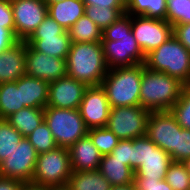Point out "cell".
<instances>
[{"mask_svg":"<svg viewBox=\"0 0 190 190\" xmlns=\"http://www.w3.org/2000/svg\"><path fill=\"white\" fill-rule=\"evenodd\" d=\"M101 42L109 69L145 63L146 56L132 33L131 15L128 13L102 31Z\"/></svg>","mask_w":190,"mask_h":190,"instance_id":"1","label":"cell"},{"mask_svg":"<svg viewBox=\"0 0 190 190\" xmlns=\"http://www.w3.org/2000/svg\"><path fill=\"white\" fill-rule=\"evenodd\" d=\"M67 76L90 86H101L109 68L106 64L102 42H71L66 58Z\"/></svg>","mask_w":190,"mask_h":190,"instance_id":"2","label":"cell"},{"mask_svg":"<svg viewBox=\"0 0 190 190\" xmlns=\"http://www.w3.org/2000/svg\"><path fill=\"white\" fill-rule=\"evenodd\" d=\"M183 83L144 65L140 87V106L149 111H169L180 98Z\"/></svg>","mask_w":190,"mask_h":190,"instance_id":"3","label":"cell"},{"mask_svg":"<svg viewBox=\"0 0 190 190\" xmlns=\"http://www.w3.org/2000/svg\"><path fill=\"white\" fill-rule=\"evenodd\" d=\"M144 64L116 67L108 70L102 80L111 108L120 106H139L140 87Z\"/></svg>","mask_w":190,"mask_h":190,"instance_id":"4","label":"cell"},{"mask_svg":"<svg viewBox=\"0 0 190 190\" xmlns=\"http://www.w3.org/2000/svg\"><path fill=\"white\" fill-rule=\"evenodd\" d=\"M144 65L176 78L184 85L190 84V52L174 35L147 54Z\"/></svg>","mask_w":190,"mask_h":190,"instance_id":"5","label":"cell"},{"mask_svg":"<svg viewBox=\"0 0 190 190\" xmlns=\"http://www.w3.org/2000/svg\"><path fill=\"white\" fill-rule=\"evenodd\" d=\"M44 121L58 147L69 148L88 133L78 109L45 107Z\"/></svg>","mask_w":190,"mask_h":190,"instance_id":"6","label":"cell"},{"mask_svg":"<svg viewBox=\"0 0 190 190\" xmlns=\"http://www.w3.org/2000/svg\"><path fill=\"white\" fill-rule=\"evenodd\" d=\"M71 174L68 148L56 147L38 154L31 182L48 187L66 186Z\"/></svg>","mask_w":190,"mask_h":190,"instance_id":"7","label":"cell"},{"mask_svg":"<svg viewBox=\"0 0 190 190\" xmlns=\"http://www.w3.org/2000/svg\"><path fill=\"white\" fill-rule=\"evenodd\" d=\"M150 112L140 105L111 108L106 127L120 140H133L146 135Z\"/></svg>","mask_w":190,"mask_h":190,"instance_id":"8","label":"cell"},{"mask_svg":"<svg viewBox=\"0 0 190 190\" xmlns=\"http://www.w3.org/2000/svg\"><path fill=\"white\" fill-rule=\"evenodd\" d=\"M132 33L146 56L173 35V26L166 20L131 16Z\"/></svg>","mask_w":190,"mask_h":190,"instance_id":"9","label":"cell"},{"mask_svg":"<svg viewBox=\"0 0 190 190\" xmlns=\"http://www.w3.org/2000/svg\"><path fill=\"white\" fill-rule=\"evenodd\" d=\"M38 153L26 137H23L7 158L0 162V176L31 182Z\"/></svg>","mask_w":190,"mask_h":190,"instance_id":"10","label":"cell"},{"mask_svg":"<svg viewBox=\"0 0 190 190\" xmlns=\"http://www.w3.org/2000/svg\"><path fill=\"white\" fill-rule=\"evenodd\" d=\"M14 18V34L25 41L48 15L43 0H15L11 2Z\"/></svg>","mask_w":190,"mask_h":190,"instance_id":"11","label":"cell"},{"mask_svg":"<svg viewBox=\"0 0 190 190\" xmlns=\"http://www.w3.org/2000/svg\"><path fill=\"white\" fill-rule=\"evenodd\" d=\"M110 104L101 86H90L85 90L78 108L87 129L106 127Z\"/></svg>","mask_w":190,"mask_h":190,"instance_id":"12","label":"cell"},{"mask_svg":"<svg viewBox=\"0 0 190 190\" xmlns=\"http://www.w3.org/2000/svg\"><path fill=\"white\" fill-rule=\"evenodd\" d=\"M25 71L28 76L52 82L67 75L66 59L48 56L26 44Z\"/></svg>","mask_w":190,"mask_h":190,"instance_id":"13","label":"cell"},{"mask_svg":"<svg viewBox=\"0 0 190 190\" xmlns=\"http://www.w3.org/2000/svg\"><path fill=\"white\" fill-rule=\"evenodd\" d=\"M88 86L69 76L49 82L46 107L78 109Z\"/></svg>","mask_w":190,"mask_h":190,"instance_id":"14","label":"cell"},{"mask_svg":"<svg viewBox=\"0 0 190 190\" xmlns=\"http://www.w3.org/2000/svg\"><path fill=\"white\" fill-rule=\"evenodd\" d=\"M146 135L158 147L171 155L176 149L177 122L170 111H151Z\"/></svg>","mask_w":190,"mask_h":190,"instance_id":"15","label":"cell"},{"mask_svg":"<svg viewBox=\"0 0 190 190\" xmlns=\"http://www.w3.org/2000/svg\"><path fill=\"white\" fill-rule=\"evenodd\" d=\"M172 162L171 156L148 137V156L134 171V179L164 180Z\"/></svg>","mask_w":190,"mask_h":190,"instance_id":"16","label":"cell"},{"mask_svg":"<svg viewBox=\"0 0 190 190\" xmlns=\"http://www.w3.org/2000/svg\"><path fill=\"white\" fill-rule=\"evenodd\" d=\"M68 151L72 171L98 170L102 155L88 135L77 140Z\"/></svg>","mask_w":190,"mask_h":190,"instance_id":"17","label":"cell"},{"mask_svg":"<svg viewBox=\"0 0 190 190\" xmlns=\"http://www.w3.org/2000/svg\"><path fill=\"white\" fill-rule=\"evenodd\" d=\"M26 42L19 41L0 54V83L14 82L26 74Z\"/></svg>","mask_w":190,"mask_h":190,"instance_id":"18","label":"cell"},{"mask_svg":"<svg viewBox=\"0 0 190 190\" xmlns=\"http://www.w3.org/2000/svg\"><path fill=\"white\" fill-rule=\"evenodd\" d=\"M25 42L35 51L61 59L67 58L71 46L68 31L61 35H30Z\"/></svg>","mask_w":190,"mask_h":190,"instance_id":"19","label":"cell"},{"mask_svg":"<svg viewBox=\"0 0 190 190\" xmlns=\"http://www.w3.org/2000/svg\"><path fill=\"white\" fill-rule=\"evenodd\" d=\"M48 92L49 82L26 74L21 77V96L24 107L45 108Z\"/></svg>","mask_w":190,"mask_h":190,"instance_id":"20","label":"cell"},{"mask_svg":"<svg viewBox=\"0 0 190 190\" xmlns=\"http://www.w3.org/2000/svg\"><path fill=\"white\" fill-rule=\"evenodd\" d=\"M47 7L49 16L66 31L85 14V4L82 0H62Z\"/></svg>","mask_w":190,"mask_h":190,"instance_id":"21","label":"cell"},{"mask_svg":"<svg viewBox=\"0 0 190 190\" xmlns=\"http://www.w3.org/2000/svg\"><path fill=\"white\" fill-rule=\"evenodd\" d=\"M98 171L110 182L111 186L134 182V170L110 154L102 156Z\"/></svg>","mask_w":190,"mask_h":190,"instance_id":"22","label":"cell"},{"mask_svg":"<svg viewBox=\"0 0 190 190\" xmlns=\"http://www.w3.org/2000/svg\"><path fill=\"white\" fill-rule=\"evenodd\" d=\"M23 108L21 77L14 82L0 83V119H6Z\"/></svg>","mask_w":190,"mask_h":190,"instance_id":"23","label":"cell"},{"mask_svg":"<svg viewBox=\"0 0 190 190\" xmlns=\"http://www.w3.org/2000/svg\"><path fill=\"white\" fill-rule=\"evenodd\" d=\"M6 121L27 137L44 121V108L25 107L11 114Z\"/></svg>","mask_w":190,"mask_h":190,"instance_id":"24","label":"cell"},{"mask_svg":"<svg viewBox=\"0 0 190 190\" xmlns=\"http://www.w3.org/2000/svg\"><path fill=\"white\" fill-rule=\"evenodd\" d=\"M67 187L70 190H110V182L98 171H72Z\"/></svg>","mask_w":190,"mask_h":190,"instance_id":"25","label":"cell"},{"mask_svg":"<svg viewBox=\"0 0 190 190\" xmlns=\"http://www.w3.org/2000/svg\"><path fill=\"white\" fill-rule=\"evenodd\" d=\"M166 0H126V13L166 20Z\"/></svg>","mask_w":190,"mask_h":190,"instance_id":"26","label":"cell"},{"mask_svg":"<svg viewBox=\"0 0 190 190\" xmlns=\"http://www.w3.org/2000/svg\"><path fill=\"white\" fill-rule=\"evenodd\" d=\"M68 32L73 43L102 41V30L86 14L81 16Z\"/></svg>","mask_w":190,"mask_h":190,"instance_id":"27","label":"cell"},{"mask_svg":"<svg viewBox=\"0 0 190 190\" xmlns=\"http://www.w3.org/2000/svg\"><path fill=\"white\" fill-rule=\"evenodd\" d=\"M124 13H126V8H110L98 7L97 5H85V14L102 31L114 23Z\"/></svg>","mask_w":190,"mask_h":190,"instance_id":"28","label":"cell"},{"mask_svg":"<svg viewBox=\"0 0 190 190\" xmlns=\"http://www.w3.org/2000/svg\"><path fill=\"white\" fill-rule=\"evenodd\" d=\"M23 138L6 119H0V162L8 157Z\"/></svg>","mask_w":190,"mask_h":190,"instance_id":"29","label":"cell"},{"mask_svg":"<svg viewBox=\"0 0 190 190\" xmlns=\"http://www.w3.org/2000/svg\"><path fill=\"white\" fill-rule=\"evenodd\" d=\"M87 135L91 138L92 143L102 156L109 155L120 140L107 127L89 129Z\"/></svg>","mask_w":190,"mask_h":190,"instance_id":"30","label":"cell"},{"mask_svg":"<svg viewBox=\"0 0 190 190\" xmlns=\"http://www.w3.org/2000/svg\"><path fill=\"white\" fill-rule=\"evenodd\" d=\"M26 138L33 145L38 154L48 152L58 147L45 121Z\"/></svg>","mask_w":190,"mask_h":190,"instance_id":"31","label":"cell"},{"mask_svg":"<svg viewBox=\"0 0 190 190\" xmlns=\"http://www.w3.org/2000/svg\"><path fill=\"white\" fill-rule=\"evenodd\" d=\"M169 111L183 129L190 130V84L183 85L180 98Z\"/></svg>","mask_w":190,"mask_h":190,"instance_id":"32","label":"cell"},{"mask_svg":"<svg viewBox=\"0 0 190 190\" xmlns=\"http://www.w3.org/2000/svg\"><path fill=\"white\" fill-rule=\"evenodd\" d=\"M173 190H190V174L183 162L173 161L164 179Z\"/></svg>","mask_w":190,"mask_h":190,"instance_id":"33","label":"cell"},{"mask_svg":"<svg viewBox=\"0 0 190 190\" xmlns=\"http://www.w3.org/2000/svg\"><path fill=\"white\" fill-rule=\"evenodd\" d=\"M166 21L172 26L190 23V0H166Z\"/></svg>","mask_w":190,"mask_h":190,"instance_id":"34","label":"cell"},{"mask_svg":"<svg viewBox=\"0 0 190 190\" xmlns=\"http://www.w3.org/2000/svg\"><path fill=\"white\" fill-rule=\"evenodd\" d=\"M170 156L172 161L176 162H183L190 158V130L183 129L178 123L176 149Z\"/></svg>","mask_w":190,"mask_h":190,"instance_id":"35","label":"cell"},{"mask_svg":"<svg viewBox=\"0 0 190 190\" xmlns=\"http://www.w3.org/2000/svg\"><path fill=\"white\" fill-rule=\"evenodd\" d=\"M148 156V136H140L131 140L130 167L135 171Z\"/></svg>","mask_w":190,"mask_h":190,"instance_id":"36","label":"cell"},{"mask_svg":"<svg viewBox=\"0 0 190 190\" xmlns=\"http://www.w3.org/2000/svg\"><path fill=\"white\" fill-rule=\"evenodd\" d=\"M65 31L66 30L48 14L31 35H61Z\"/></svg>","mask_w":190,"mask_h":190,"instance_id":"37","label":"cell"},{"mask_svg":"<svg viewBox=\"0 0 190 190\" xmlns=\"http://www.w3.org/2000/svg\"><path fill=\"white\" fill-rule=\"evenodd\" d=\"M115 159L123 161L124 164L130 166L131 159V140L122 139L118 141L117 146L110 153Z\"/></svg>","mask_w":190,"mask_h":190,"instance_id":"38","label":"cell"},{"mask_svg":"<svg viewBox=\"0 0 190 190\" xmlns=\"http://www.w3.org/2000/svg\"><path fill=\"white\" fill-rule=\"evenodd\" d=\"M0 28H8L14 33V18L11 2L0 0Z\"/></svg>","mask_w":190,"mask_h":190,"instance_id":"39","label":"cell"},{"mask_svg":"<svg viewBox=\"0 0 190 190\" xmlns=\"http://www.w3.org/2000/svg\"><path fill=\"white\" fill-rule=\"evenodd\" d=\"M137 190H173L165 180L134 179Z\"/></svg>","mask_w":190,"mask_h":190,"instance_id":"40","label":"cell"},{"mask_svg":"<svg viewBox=\"0 0 190 190\" xmlns=\"http://www.w3.org/2000/svg\"><path fill=\"white\" fill-rule=\"evenodd\" d=\"M173 35L190 52V23L173 26Z\"/></svg>","mask_w":190,"mask_h":190,"instance_id":"41","label":"cell"},{"mask_svg":"<svg viewBox=\"0 0 190 190\" xmlns=\"http://www.w3.org/2000/svg\"><path fill=\"white\" fill-rule=\"evenodd\" d=\"M20 40L8 28H0V54L10 49Z\"/></svg>","mask_w":190,"mask_h":190,"instance_id":"42","label":"cell"},{"mask_svg":"<svg viewBox=\"0 0 190 190\" xmlns=\"http://www.w3.org/2000/svg\"><path fill=\"white\" fill-rule=\"evenodd\" d=\"M85 5L98 7L126 8V0H82Z\"/></svg>","mask_w":190,"mask_h":190,"instance_id":"43","label":"cell"},{"mask_svg":"<svg viewBox=\"0 0 190 190\" xmlns=\"http://www.w3.org/2000/svg\"><path fill=\"white\" fill-rule=\"evenodd\" d=\"M22 181L0 176V190H21Z\"/></svg>","mask_w":190,"mask_h":190,"instance_id":"44","label":"cell"},{"mask_svg":"<svg viewBox=\"0 0 190 190\" xmlns=\"http://www.w3.org/2000/svg\"><path fill=\"white\" fill-rule=\"evenodd\" d=\"M21 190H49V187L34 184L32 182H26V183H23Z\"/></svg>","mask_w":190,"mask_h":190,"instance_id":"45","label":"cell"},{"mask_svg":"<svg viewBox=\"0 0 190 190\" xmlns=\"http://www.w3.org/2000/svg\"><path fill=\"white\" fill-rule=\"evenodd\" d=\"M110 190H137L135 183L111 186Z\"/></svg>","mask_w":190,"mask_h":190,"instance_id":"46","label":"cell"},{"mask_svg":"<svg viewBox=\"0 0 190 190\" xmlns=\"http://www.w3.org/2000/svg\"><path fill=\"white\" fill-rule=\"evenodd\" d=\"M49 190H70V189L66 185V186L49 187Z\"/></svg>","mask_w":190,"mask_h":190,"instance_id":"47","label":"cell"},{"mask_svg":"<svg viewBox=\"0 0 190 190\" xmlns=\"http://www.w3.org/2000/svg\"><path fill=\"white\" fill-rule=\"evenodd\" d=\"M183 164L185 165L186 167V170L189 172L190 174V158L186 159L183 161Z\"/></svg>","mask_w":190,"mask_h":190,"instance_id":"48","label":"cell"},{"mask_svg":"<svg viewBox=\"0 0 190 190\" xmlns=\"http://www.w3.org/2000/svg\"><path fill=\"white\" fill-rule=\"evenodd\" d=\"M46 5H49V4H53V3H58L59 1H62V0H43Z\"/></svg>","mask_w":190,"mask_h":190,"instance_id":"49","label":"cell"}]
</instances>
